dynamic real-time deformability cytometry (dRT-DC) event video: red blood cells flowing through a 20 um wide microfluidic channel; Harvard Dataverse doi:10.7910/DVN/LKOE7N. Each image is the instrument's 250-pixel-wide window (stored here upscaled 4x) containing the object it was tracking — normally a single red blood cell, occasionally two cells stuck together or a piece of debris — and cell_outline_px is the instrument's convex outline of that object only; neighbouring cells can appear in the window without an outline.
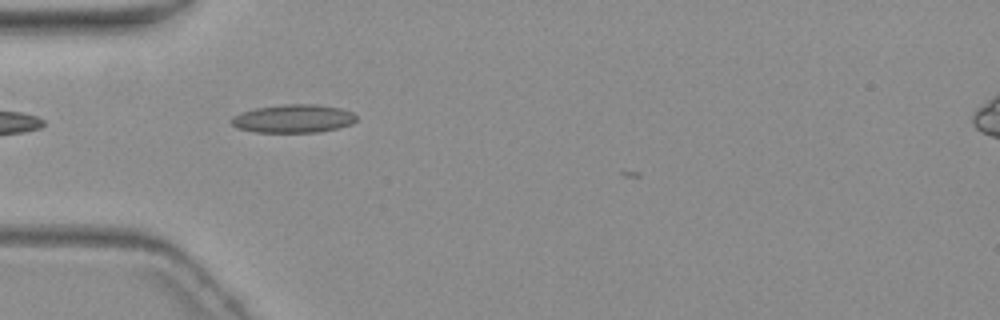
{"species": "common noctule bat (a hibernating species)", "species_latin": "Nyctalus noctula", "temperature_condition": "warm", "stored_images_in_passage": 2, "camera_frame_rate_fps": 3000, "um_per_image_px": 0.085, "animal": {"sex": "female", "body_mass_g": 19.3, "forearm_length_mm": 54.1}, "frame": {"image": 1, "passage_image": 1, "time_ms": 0.0, "image_size_px": [1000, 320], "cell_outline_px": [[356, 120], [352, 124], [320, 132], [256, 132], [236, 128], [232, 124], [232, 116], [240, 112], [256, 108], [280, 104], [316, 104], [340, 108], [352, 112], [356, 116]], "centroid_in_image_um": [24.92, 10.08], "position_along_channel_um": 60.1, "area_um2": 20.63}}